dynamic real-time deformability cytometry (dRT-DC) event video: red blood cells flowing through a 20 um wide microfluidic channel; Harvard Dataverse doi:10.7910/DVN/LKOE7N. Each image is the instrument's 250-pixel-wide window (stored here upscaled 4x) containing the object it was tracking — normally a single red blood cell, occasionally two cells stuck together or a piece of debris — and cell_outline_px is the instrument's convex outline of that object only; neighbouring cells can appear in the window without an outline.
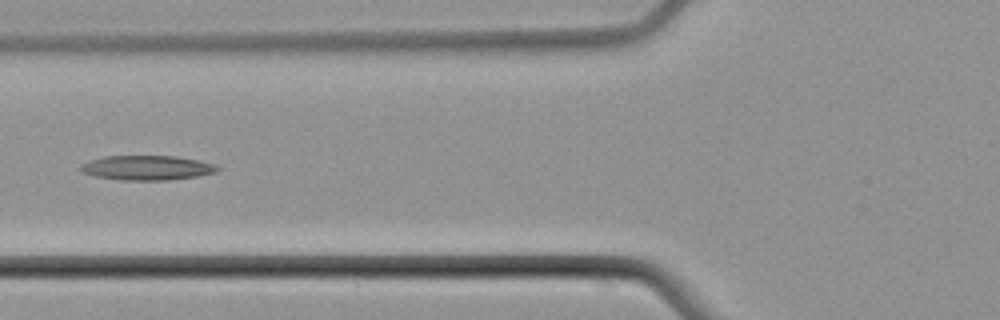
{"species": "common noctule bat (a hibernating species)", "species_latin": "Nyctalus noctula", "temperature_condition": "cold", "stored_images_in_passage": 6, "camera_frame_rate_fps": 3000, "um_per_image_px": 0.085, "animal": {"sex": "male", "body_mass_g": 21.5, "forearm_length_mm": 52.0}, "frame": {"image": 1, "passage_image": 6, "time_ms": 6.333, "image_size_px": [1000, 320], "cell_outline_px": [[220, 168], [216, 172], [200, 176], [168, 180], [120, 180], [96, 176], [84, 172], [80, 168], [80, 164], [88, 160], [104, 156], [176, 156], [216, 164]], "centroid_in_image_um": [12.51, 14.26], "position_along_channel_um": 113.3, "area_um2": 19.65}}